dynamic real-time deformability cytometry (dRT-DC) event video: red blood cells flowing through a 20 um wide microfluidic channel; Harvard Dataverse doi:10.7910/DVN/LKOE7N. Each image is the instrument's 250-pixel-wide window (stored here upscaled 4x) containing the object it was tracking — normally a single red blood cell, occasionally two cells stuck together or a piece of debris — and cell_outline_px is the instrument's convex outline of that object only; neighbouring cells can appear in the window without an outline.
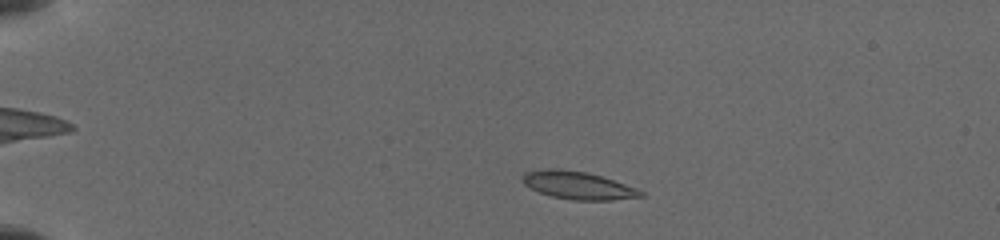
{"species": "common noctule bat (a hibernating species)", "species_latin": "Nyctalus noctula", "temperature_condition": "cold", "stored_images_in_passage": 41, "camera_frame_rate_fps": 3000, "um_per_image_px": 0.085, "animal": {"sex": "female", "body_mass_g": 19.5, "forearm_length_mm": 54.1}, "frame": {"image": 1, "passage_image": 7, "time_ms": 2.0, "image_size_px": [1000, 240], "cell_outline_px": [[644, 196], [612, 200], [572, 200], [552, 196], [540, 192], [524, 184], [524, 172], [552, 168], [556, 168], [584, 172], [600, 176], [636, 188], [644, 192]], "centroid_in_image_um": [49.15, 15.76], "position_along_channel_um": 35.9, "area_um2": 18.67}}
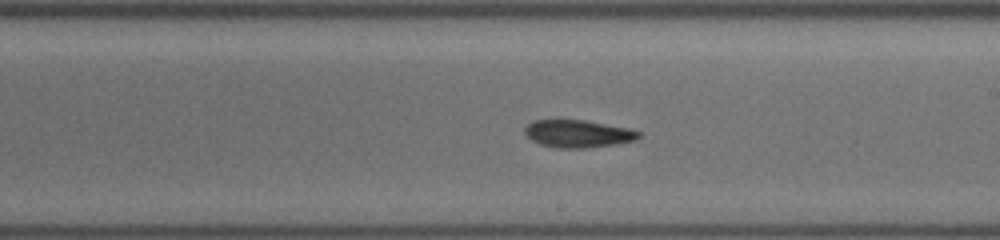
{"frame": {"image": 2, "passage_image": 27, "time_ms": 9.0, "image_size_px": [1000, 240], "cell_outline_px": [[640, 136], [636, 140], [616, 144], [588, 148], [552, 148], [540, 144], [532, 140], [524, 132], [524, 128], [532, 120], [584, 120], [628, 128], [640, 132]], "centroid_in_image_um": [49.11, 11.37], "position_along_channel_um": 239.9, "area_um2": 18.32}}
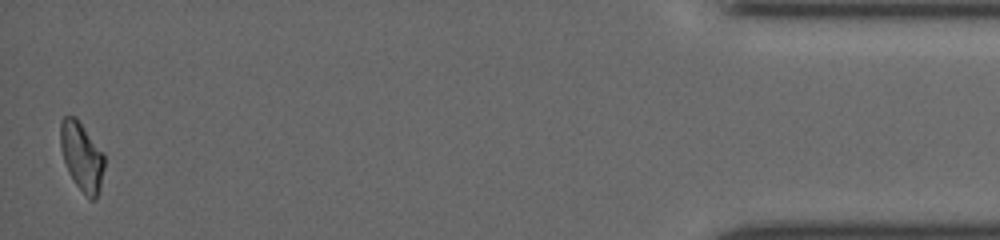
{"frame": {"image": 3, "passage_image": 41, "time_ms": 15.667, "image_size_px": [1000, 240], "cell_outline_px": [[104, 168], [100, 188], [96, 200], [88, 200], [84, 196], [68, 172], [60, 148], [60, 120], [64, 116], [76, 116], [104, 152]], "centroid_in_image_um": [6.95, 13.31], "position_along_channel_um": 428.2, "area_um2": 17.98}}